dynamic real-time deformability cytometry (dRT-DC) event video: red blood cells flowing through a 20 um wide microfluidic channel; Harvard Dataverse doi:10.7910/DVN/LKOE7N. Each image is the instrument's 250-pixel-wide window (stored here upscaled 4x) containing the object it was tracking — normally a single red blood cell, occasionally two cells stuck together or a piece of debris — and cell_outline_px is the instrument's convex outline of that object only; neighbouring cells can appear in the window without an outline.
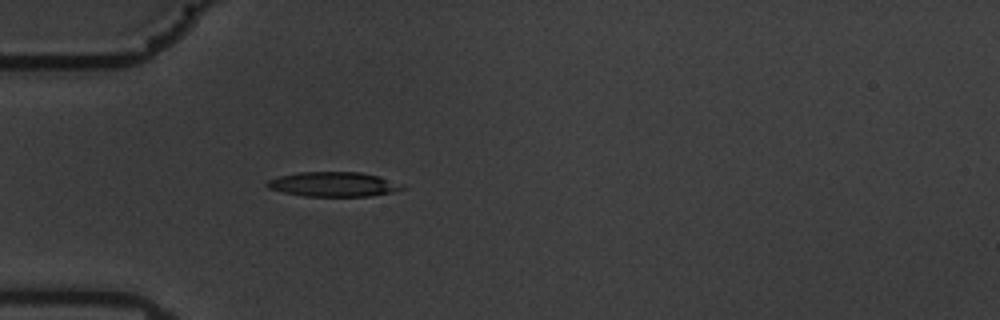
{"species": "common noctule bat (a hibernating species)", "species_latin": "Nyctalus noctula", "temperature_condition": "warm", "stored_images_in_passage": 15, "camera_frame_rate_fps": 3000, "um_per_image_px": 0.085, "animal": {"sex": "male", "body_mass_g": 19.5, "forearm_length_mm": 54.6}, "frame": {"image": 1, "passage_image": 1, "time_ms": 0.0, "image_size_px": [1000, 320], "cell_outline_px": [[404, 188], [392, 192], [372, 196], [304, 196], [284, 192], [268, 188], [264, 184], [268, 180], [280, 176], [300, 172], [360, 172], [376, 176], [404, 184]], "centroid_in_image_um": [28.33, 15.66], "position_along_channel_um": 56.7, "area_um2": 19.25}}
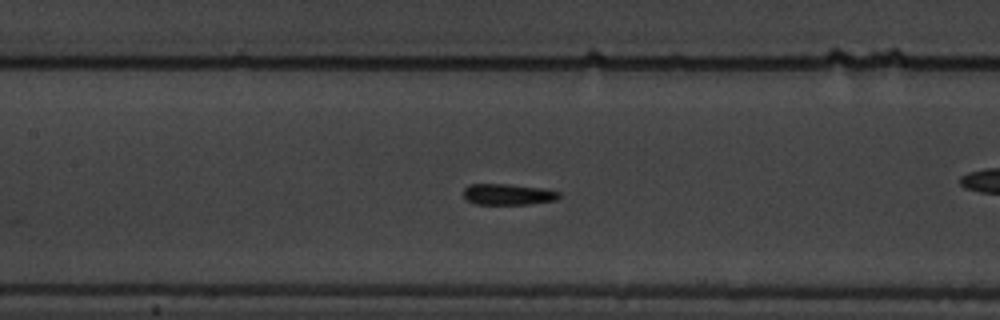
{"frame": {"image": 2, "passage_image": 7, "time_ms": 2.0, "image_size_px": [1000, 320], "cell_outline_px": [[560, 196], [556, 200], [532, 204], [472, 204], [464, 196], [464, 188], [468, 184], [508, 184], [544, 188], [560, 192]], "centroid_in_image_um": [43.19, 16.52], "position_along_channel_um": 164.2, "area_um2": 11.85}}
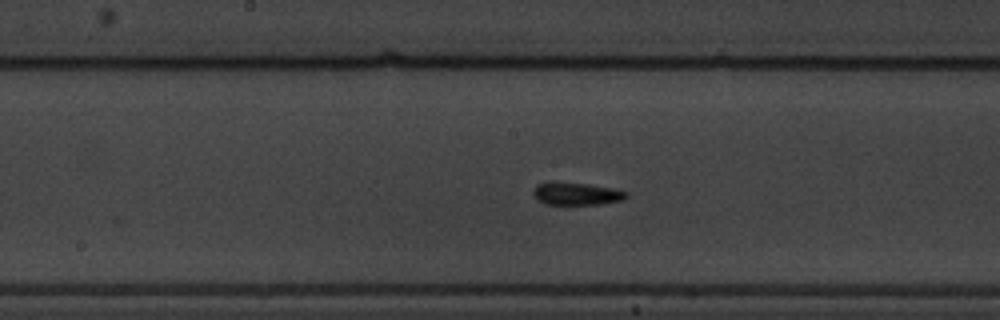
{"frame": {"image": 3, "passage_image": 10, "time_ms": 3.0, "image_size_px": [1000, 320], "cell_outline_px": [[628, 196], [624, 200], [600, 204], [544, 204], [536, 200], [532, 192], [532, 188], [536, 184], [588, 184], [616, 188], [628, 192]], "centroid_in_image_um": [49.05, 16.5], "position_along_channel_um": 199.1, "area_um2": 12.02}}